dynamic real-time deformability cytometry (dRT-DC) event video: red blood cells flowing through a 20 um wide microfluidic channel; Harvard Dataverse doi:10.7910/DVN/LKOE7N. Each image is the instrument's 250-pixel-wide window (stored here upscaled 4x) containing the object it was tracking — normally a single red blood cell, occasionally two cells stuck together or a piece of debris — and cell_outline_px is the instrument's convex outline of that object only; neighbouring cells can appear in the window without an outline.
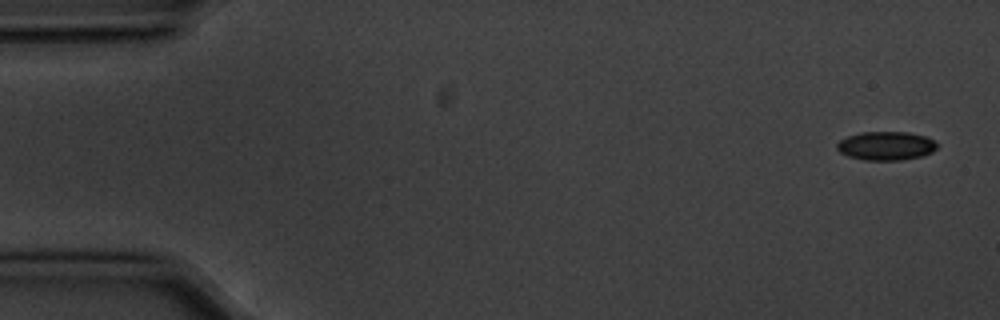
{"species": "common noctule bat (a hibernating species)", "species_latin": "Nyctalus noctula", "temperature_condition": "cold", "stored_images_in_passage": 5, "camera_frame_rate_fps": 3000, "um_per_image_px": 0.085, "animal": {"sex": "male", "body_mass_g": 20.1, "forearm_length_mm": 53.5}, "frame": {"image": 1, "passage_image": 1, "time_ms": 0.0, "image_size_px": [1000, 320], "cell_outline_px": [[940, 144], [932, 152], [920, 156], [900, 160], [864, 160], [848, 156], [840, 152], [836, 148], [836, 144], [840, 140], [848, 136], [860, 132], [908, 132], [924, 136]], "centroid_in_image_um": [75.3, 12.39], "position_along_channel_um": 9.7, "area_um2": 16.7}}
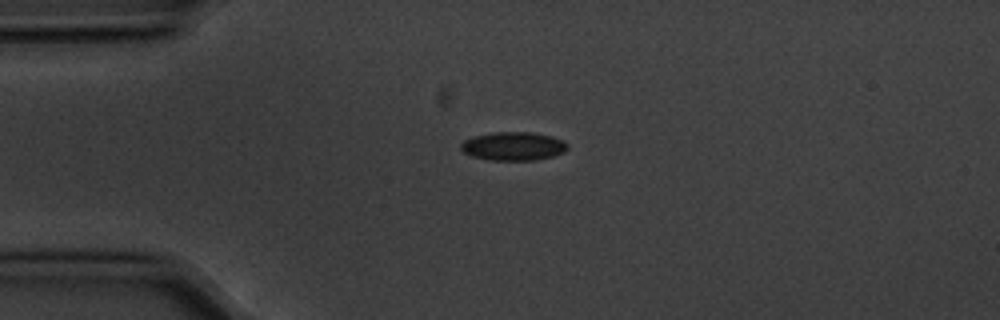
{"frame": {"image": 2, "passage_image": 4, "time_ms": 1.0, "image_size_px": [1000, 320], "cell_outline_px": [[568, 148], [564, 152], [552, 156], [536, 160], [488, 160], [472, 156], [464, 152], [460, 148], [460, 144], [464, 140], [476, 136], [496, 132], [528, 132], [552, 136], [564, 140], [568, 144]], "centroid_in_image_um": [43.65, 12.43], "position_along_channel_um": 41.3, "area_um2": 17.69}}